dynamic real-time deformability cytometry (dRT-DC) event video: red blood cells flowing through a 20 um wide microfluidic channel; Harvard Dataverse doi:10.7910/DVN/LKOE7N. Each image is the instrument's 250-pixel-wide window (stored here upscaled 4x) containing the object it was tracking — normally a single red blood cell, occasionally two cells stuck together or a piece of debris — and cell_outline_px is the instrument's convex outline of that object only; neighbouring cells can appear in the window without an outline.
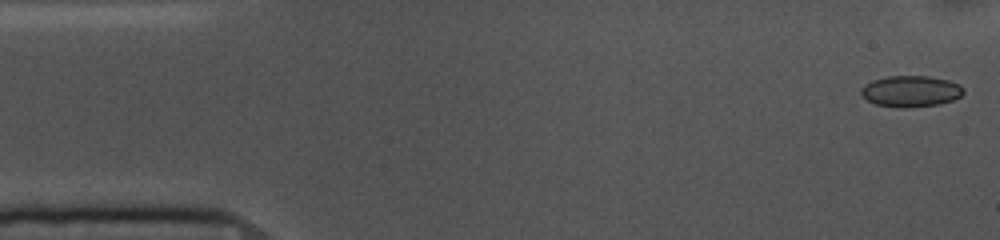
{"species": "common noctule bat (a hibernating species)", "species_latin": "Nyctalus noctula", "temperature_condition": "cold", "stored_images_in_passage": 53, "camera_frame_rate_fps": 3000, "um_per_image_px": 0.085, "animal": {"sex": "female", "body_mass_g": 10.0, "forearm_length_mm": 53.1}, "frame": {"image": 1, "passage_image": 1, "time_ms": 0.0, "image_size_px": [1000, 240], "cell_outline_px": [[964, 92], [960, 96], [952, 100], [940, 104], [904, 108], [900, 108], [876, 104], [868, 100], [860, 92], [860, 88], [864, 84], [872, 80], [888, 76], [928, 76], [948, 80], [960, 84], [964, 88]], "centroid_in_image_um": [77.42, 7.75], "position_along_channel_um": 7.6, "area_um2": 18.67}}
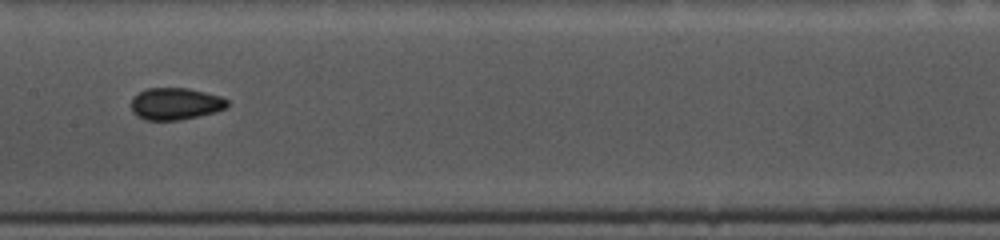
{"frame": {"image": 2, "passage_image": 25, "time_ms": 8.0, "image_size_px": [1000, 240], "cell_outline_px": [[228, 104], [224, 108], [216, 112], [180, 120], [144, 120], [136, 116], [132, 112], [132, 96], [144, 88], [188, 88], [220, 96], [228, 100]], "centroid_in_image_um": [14.87, 8.82], "position_along_channel_um": 192.5, "area_um2": 18.03}}
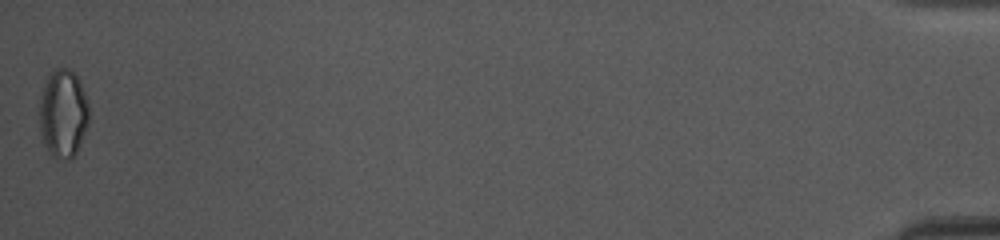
{"frame": {"image": 3, "passage_image": 53, "time_ms": 17.333, "image_size_px": [1000, 240], "cell_outline_px": [[88, 124], [76, 152], [68, 160], [56, 160], [48, 152], [44, 144], [40, 132], [40, 96], [48, 76], [56, 68], [68, 68], [80, 80], [88, 100]], "centroid_in_image_um": [5.36, 9.67], "position_along_channel_um": 429.8, "area_um2": 25.49}, "authors_computed_cell_mechanics": {"area_um2": 18.0336, "velocity_mm_per_s": 3.6584, "shape_relaxation_time_tau1_ms": 5.3482, "shape_relaxation_time_tau2_ms": 1.8379, "deformation_change_tau1": 0.0823, "deformation_change_tau2": 0.0619}}